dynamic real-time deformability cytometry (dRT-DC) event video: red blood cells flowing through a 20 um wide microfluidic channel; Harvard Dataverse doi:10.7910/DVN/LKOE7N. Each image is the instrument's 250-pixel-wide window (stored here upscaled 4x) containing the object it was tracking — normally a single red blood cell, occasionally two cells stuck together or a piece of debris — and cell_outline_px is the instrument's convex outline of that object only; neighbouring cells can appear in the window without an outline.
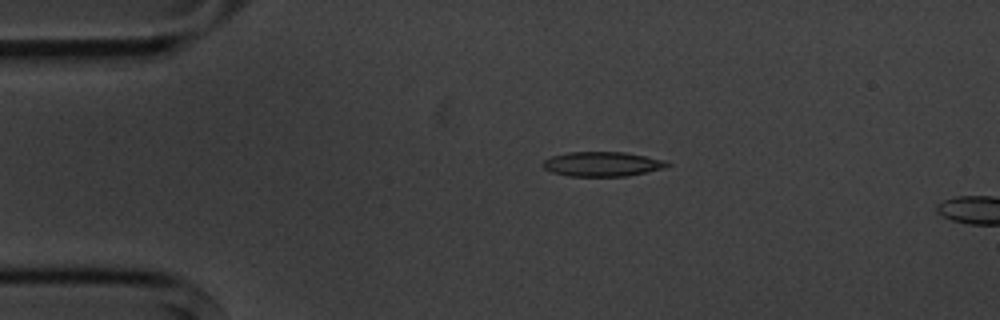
{"species": "common noctule bat (a hibernating species)", "species_latin": "Nyctalus noctula", "temperature_condition": "cold", "stored_images_in_passage": 4, "camera_frame_rate_fps": 3000, "um_per_image_px": 0.085, "animal": {"sex": "male", "body_mass_g": 20.1, "forearm_length_mm": 53.5}, "frame": {"image": 1, "passage_image": 3, "time_ms": 2.667, "image_size_px": [1000, 320], "cell_outline_px": [[672, 164], [664, 168], [628, 176], [568, 176], [552, 172], [544, 168], [540, 164], [544, 160], [552, 156], [568, 152], [624, 152], [668, 160]], "centroid_in_image_um": [51.21, 13.94], "position_along_channel_um": 33.8, "area_um2": 17.98}}